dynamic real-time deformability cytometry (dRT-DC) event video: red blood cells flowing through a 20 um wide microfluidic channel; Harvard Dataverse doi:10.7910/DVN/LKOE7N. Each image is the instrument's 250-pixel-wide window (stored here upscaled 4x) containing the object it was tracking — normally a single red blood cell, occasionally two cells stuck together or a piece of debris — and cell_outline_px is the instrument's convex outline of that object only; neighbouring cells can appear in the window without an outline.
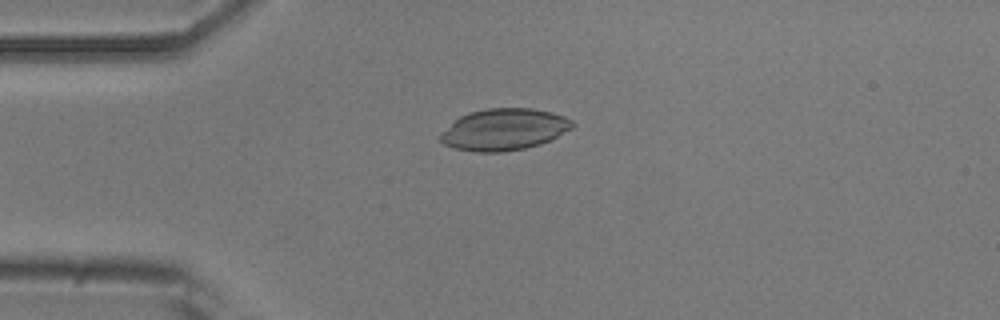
{"species": "common noctule bat (a hibernating species)", "species_latin": "Nyctalus noctula", "temperature_condition": "room temperature", "stored_images_in_passage": 7, "camera_frame_rate_fps": 3000, "um_per_image_px": 0.085, "animal": {"sex": "male", "body_mass_g": 20.5, "forearm_length_mm": 52.5}, "frame": {"image": 1, "passage_image": 3, "time_ms": 3.0, "image_size_px": [1000, 320], "cell_outline_px": [[576, 124], [572, 128], [540, 144], [524, 148], [500, 152], [472, 152], [456, 148], [444, 144], [436, 136], [440, 132], [460, 116], [468, 112], [488, 108], [532, 108], [552, 112], [564, 116], [572, 120]], "centroid_in_image_um": [42.81, 11.0], "position_along_channel_um": 42.2, "area_um2": 32.08}}
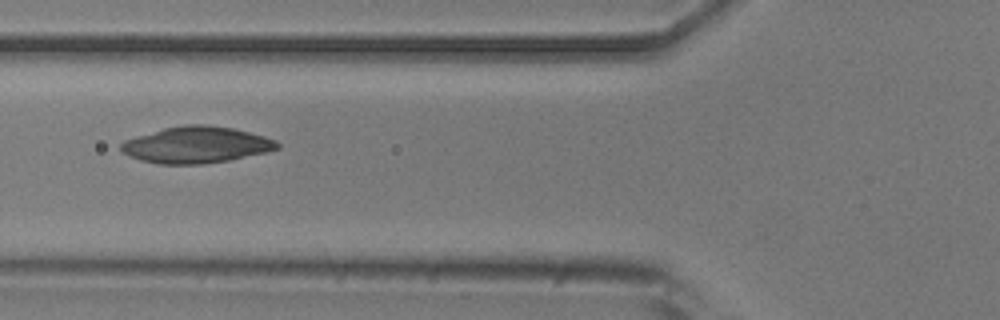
{"frame": {"image": 2, "passage_image": 5, "time_ms": 5.333, "image_size_px": [1000, 320], "cell_outline_px": [[280, 148], [268, 152], [228, 160], [204, 164], [156, 164], [140, 160], [120, 152], [120, 144], [124, 140], [136, 136], [164, 128], [184, 124], [204, 124], [232, 128], [264, 136], [276, 140], [280, 144]], "centroid_in_image_um": [16.67, 12.31], "position_along_channel_um": 109.1, "area_um2": 33.35}}
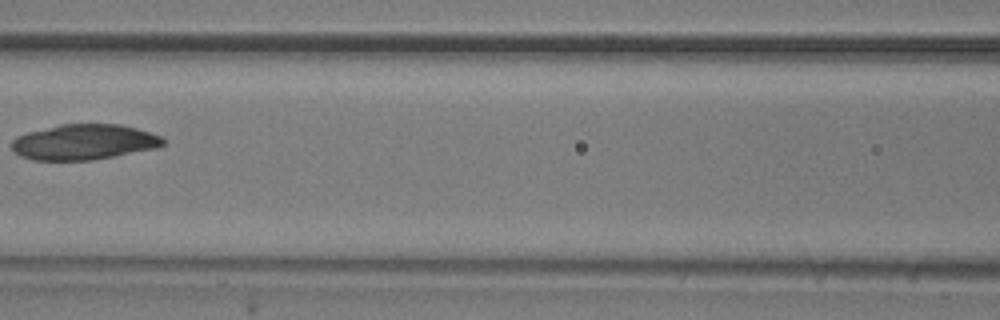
{"frame": {"image": 3, "passage_image": 6, "time_ms": 6.667, "image_size_px": [1000, 320], "cell_outline_px": [[164, 144], [156, 148], [116, 156], [92, 160], [32, 160], [20, 156], [12, 148], [12, 140], [16, 136], [28, 132], [60, 124], [120, 124], [136, 128], [160, 136], [164, 140]], "centroid_in_image_um": [7.12, 12.07], "position_along_channel_um": 159.5, "area_um2": 31.21}}